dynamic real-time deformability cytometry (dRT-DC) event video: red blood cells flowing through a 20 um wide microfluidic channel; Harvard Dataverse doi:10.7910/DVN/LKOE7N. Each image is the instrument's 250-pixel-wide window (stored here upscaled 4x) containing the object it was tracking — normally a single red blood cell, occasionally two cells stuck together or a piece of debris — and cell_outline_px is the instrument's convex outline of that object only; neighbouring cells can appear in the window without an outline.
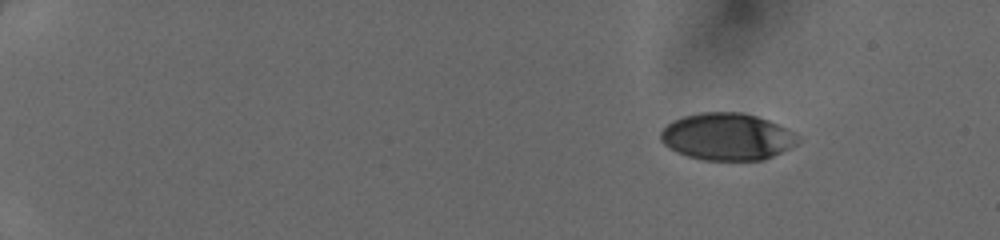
{"species": "human", "species_latin": "Homo sapiens", "temperature_condition": "cold", "stored_images_in_passage": 43, "camera_frame_rate_fps": 3000, "um_per_image_px": 0.085, "donor": {"sex": "female"}, "frame": {"image": 1, "passage_image": 1, "time_ms": 0.0, "image_size_px": [1000, 240], "cell_outline_px": [[796, 144], [764, 160], [704, 160], [688, 156], [676, 152], [668, 148], [660, 140], [660, 132], [668, 124], [684, 116], [700, 112], [744, 112], [768, 120], [792, 132], [796, 136]], "centroid_in_image_um": [61.75, 11.62], "position_along_channel_um": 23.3, "area_um2": 37.22}}
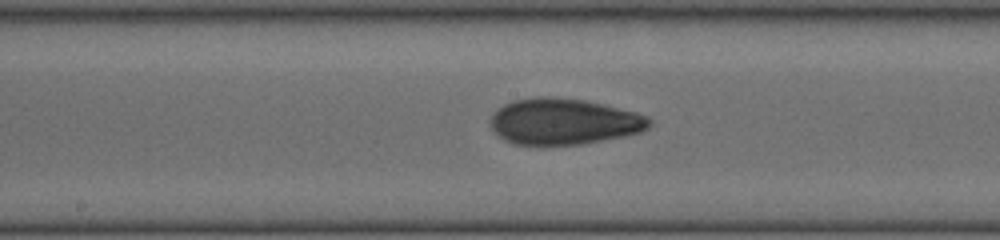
{"frame": {"image": 2, "passage_image": 23, "time_ms": 7.333, "image_size_px": [1000, 240], "cell_outline_px": [[652, 124], [648, 128], [640, 132], [580, 144], [512, 144], [504, 140], [492, 128], [492, 116], [504, 104], [512, 100], [536, 96], [556, 96], [584, 100], [636, 112], [648, 116], [652, 120]], "centroid_in_image_um": [47.93, 10.31], "position_along_channel_um": 200.3, "area_um2": 42.31}}
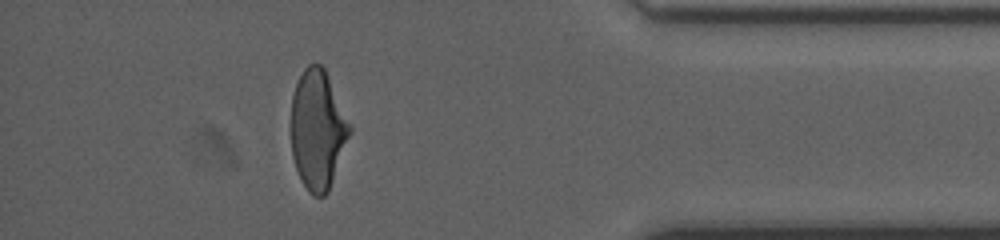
{"frame": {"image": 3, "passage_image": 39, "time_ms": 12.667, "image_size_px": [1000, 240], "cell_outline_px": [[352, 132], [328, 192], [324, 196], [316, 196], [308, 192], [296, 168], [292, 156], [292, 96], [296, 84], [304, 68], [308, 64], [320, 64], [324, 68], [328, 76], [352, 128]], "centroid_in_image_um": [27.02, 11.03], "position_along_channel_um": 408.2, "area_um2": 40.4}}